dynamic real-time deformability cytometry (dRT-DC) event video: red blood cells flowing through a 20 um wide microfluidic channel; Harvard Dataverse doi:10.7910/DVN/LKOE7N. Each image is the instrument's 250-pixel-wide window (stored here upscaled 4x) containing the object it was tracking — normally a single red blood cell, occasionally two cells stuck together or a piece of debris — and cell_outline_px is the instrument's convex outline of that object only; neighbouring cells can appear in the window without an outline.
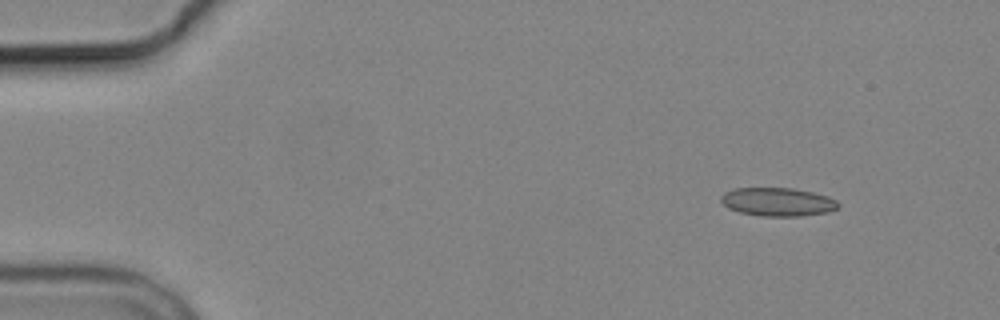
{"species": "common noctule bat (a hibernating species)", "species_latin": "Nyctalus noctula", "temperature_condition": "cold", "stored_images_in_passage": 3, "camera_frame_rate_fps": 3000, "um_per_image_px": 0.085, "animal": {"sex": "male", "body_mass_g": 19.2, "forearm_length_mm": 51.8}, "frame": {"image": 1, "passage_image": 1, "time_ms": 0.0, "image_size_px": [1000, 320], "cell_outline_px": [[840, 204], [836, 208], [828, 212], [800, 216], [760, 216], [740, 212], [728, 208], [720, 200], [720, 196], [724, 192], [736, 188], [792, 188], [812, 192], [828, 196], [836, 200]], "centroid_in_image_um": [66.09, 17.16], "position_along_channel_um": 18.9, "area_um2": 19.42}}